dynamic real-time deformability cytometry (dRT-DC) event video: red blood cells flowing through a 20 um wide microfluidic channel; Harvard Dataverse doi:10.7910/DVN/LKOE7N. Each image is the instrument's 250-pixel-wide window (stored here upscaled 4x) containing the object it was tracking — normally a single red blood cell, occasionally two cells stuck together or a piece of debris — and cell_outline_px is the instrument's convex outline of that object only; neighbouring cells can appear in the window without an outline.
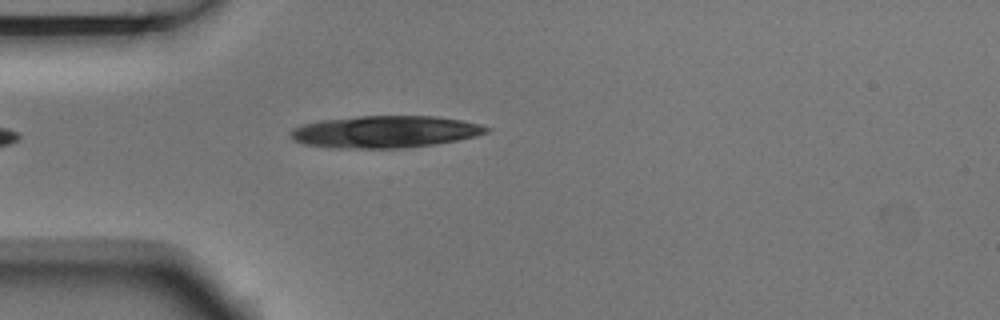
{"species": "Egyptian fruit bat (a non-hibernating species)", "species_latin": "Rousettus aegyptiacus", "temperature_condition": "room temperature", "stored_images_in_passage": 4, "camera_frame_rate_fps": 3000, "um_per_image_px": 0.085, "animal": {"sex": "male"}, "frame": {"image": 1, "passage_image": 4, "time_ms": 1.0, "image_size_px": [1000, 320], "cell_outline_px": [[492, 128], [488, 132], [476, 136], [456, 140], [432, 144], [404, 148], [336, 148], [304, 144], [292, 140], [288, 136], [288, 132], [292, 128], [304, 124], [320, 120], [360, 116], [436, 116], [460, 120], [480, 124]], "centroid_in_image_um": [32.68, 11.2], "position_along_channel_um": 52.3, "area_um2": 36.65}}